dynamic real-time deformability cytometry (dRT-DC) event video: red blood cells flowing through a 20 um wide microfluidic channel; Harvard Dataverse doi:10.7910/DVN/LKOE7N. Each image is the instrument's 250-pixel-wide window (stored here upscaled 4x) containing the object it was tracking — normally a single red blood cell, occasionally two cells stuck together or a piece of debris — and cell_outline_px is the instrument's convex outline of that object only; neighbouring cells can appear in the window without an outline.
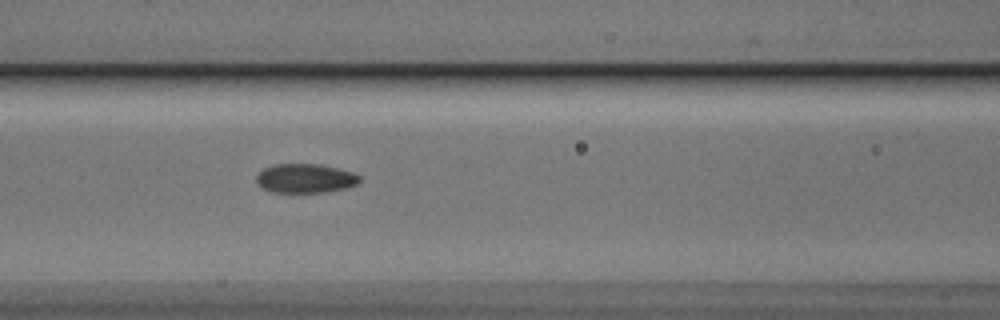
{"species": "Egyptian fruit bat (a non-hibernating species)", "species_latin": "Rousettus aegyptiacus", "temperature_condition": "cold", "stored_images_in_passage": 14, "camera_frame_rate_fps": 3000, "um_per_image_px": 0.085, "animal": {"sex": "male"}, "frame": {"image": 1, "passage_image": 8, "time_ms": 2.333, "image_size_px": [1000, 320], "cell_outline_px": [[360, 180], [356, 184], [344, 188], [328, 192], [272, 192], [264, 188], [256, 180], [256, 176], [264, 168], [272, 164], [320, 164], [352, 172], [360, 176]], "centroid_in_image_um": [25.95, 15.15], "position_along_channel_um": 140.7, "area_um2": 17.34}}
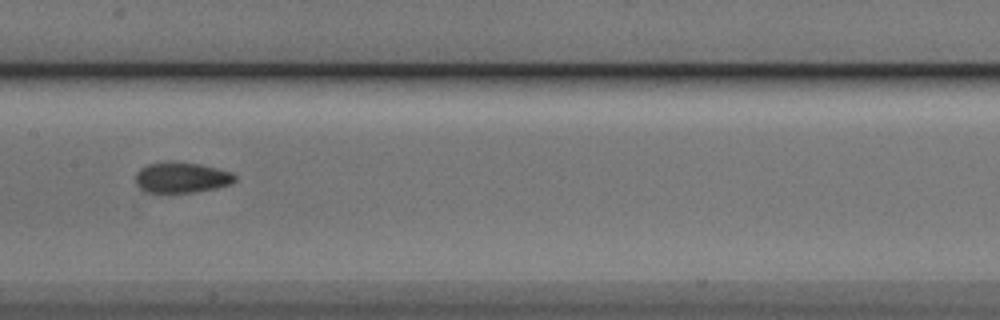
{"frame": {"image": 2, "passage_image": 12, "time_ms": 3.667, "image_size_px": [1000, 320], "cell_outline_px": [[236, 180], [228, 184], [216, 188], [196, 192], [144, 192], [136, 184], [136, 172], [140, 168], [148, 164], [200, 164], [232, 172], [236, 176]], "centroid_in_image_um": [15.44, 15.13], "position_along_channel_um": 192.0, "area_um2": 17.11}}